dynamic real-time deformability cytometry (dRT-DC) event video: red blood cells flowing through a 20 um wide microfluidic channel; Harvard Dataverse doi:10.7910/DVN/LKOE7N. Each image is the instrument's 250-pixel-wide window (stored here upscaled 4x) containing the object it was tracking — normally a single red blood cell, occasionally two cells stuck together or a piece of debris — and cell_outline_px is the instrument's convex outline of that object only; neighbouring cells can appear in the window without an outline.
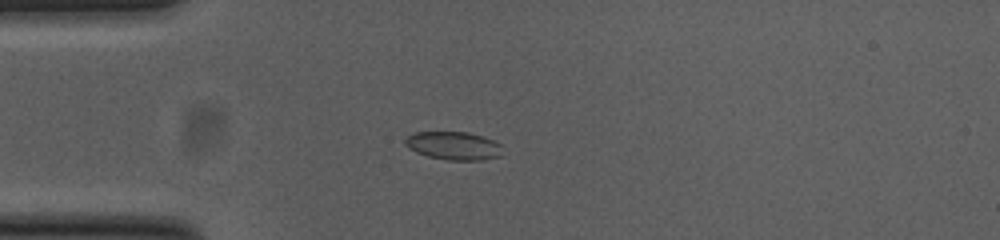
{"species": "common noctule bat (a hibernating species)", "species_latin": "Nyctalus noctula", "temperature_condition": "cold", "stored_images_in_passage": 31, "camera_frame_rate_fps": 3000, "um_per_image_px": 0.085, "animal": {"sex": "female", "body_mass_g": 23.0, "forearm_length_mm": 53.4}, "frame": {"image": 1, "passage_image": 3, "time_ms": 0.667, "image_size_px": [1000, 240], "cell_outline_px": [[500, 156], [480, 160], [448, 160], [428, 156], [416, 152], [408, 148], [404, 144], [404, 140], [408, 136], [416, 132], [468, 132], [492, 140], [500, 144]], "centroid_in_image_um": [38.51, 12.39], "position_along_channel_um": 46.5, "area_um2": 15.78}}
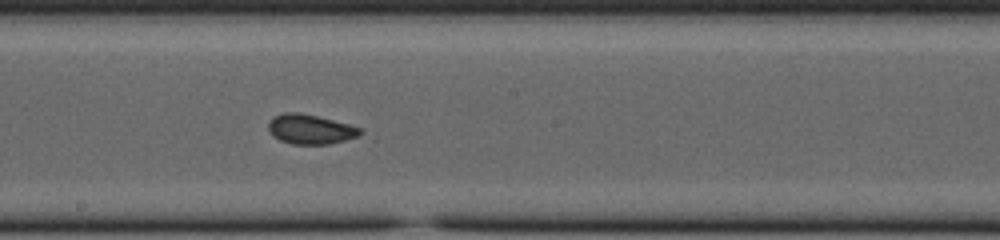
{"frame": {"image": 2, "passage_image": 18, "time_ms": 5.667, "image_size_px": [1000, 240], "cell_outline_px": [[364, 132], [360, 136], [328, 144], [292, 144], [280, 140], [272, 136], [268, 128], [268, 124], [272, 116], [284, 112], [300, 112], [348, 124], [360, 128]], "centroid_in_image_um": [26.35, 10.98], "position_along_channel_um": 221.8, "area_um2": 15.9}}
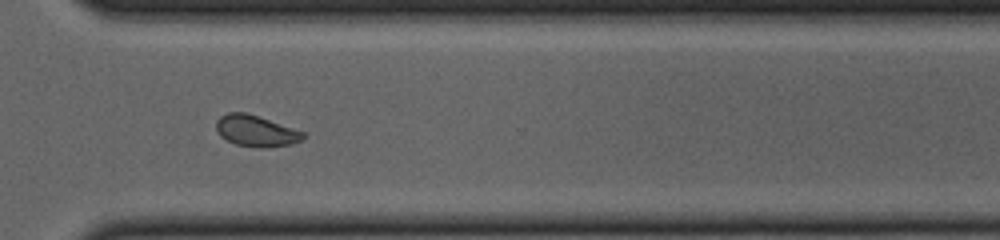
{"frame": {"image": 3, "passage_image": 28, "time_ms": 9.0, "image_size_px": [1000, 240], "cell_outline_px": [[304, 136], [300, 140], [292, 144], [236, 144], [220, 136], [216, 132], [216, 120], [220, 116], [228, 112], [248, 112], [304, 132]], "centroid_in_image_um": [21.68, 11.04], "position_along_channel_um": 348.9, "area_um2": 14.97}, "authors_computed_cell_mechanics": {"area_um2": 15.7216, "velocity_mm_per_s": 3.8067, "shape_relaxation_time_tau1_ms": 5.2429, "shape_relaxation_time_tau2_ms": 1.0963, "deformation_change_tau1": 0.0752, "deformation_change_tau2": 0.0503}}